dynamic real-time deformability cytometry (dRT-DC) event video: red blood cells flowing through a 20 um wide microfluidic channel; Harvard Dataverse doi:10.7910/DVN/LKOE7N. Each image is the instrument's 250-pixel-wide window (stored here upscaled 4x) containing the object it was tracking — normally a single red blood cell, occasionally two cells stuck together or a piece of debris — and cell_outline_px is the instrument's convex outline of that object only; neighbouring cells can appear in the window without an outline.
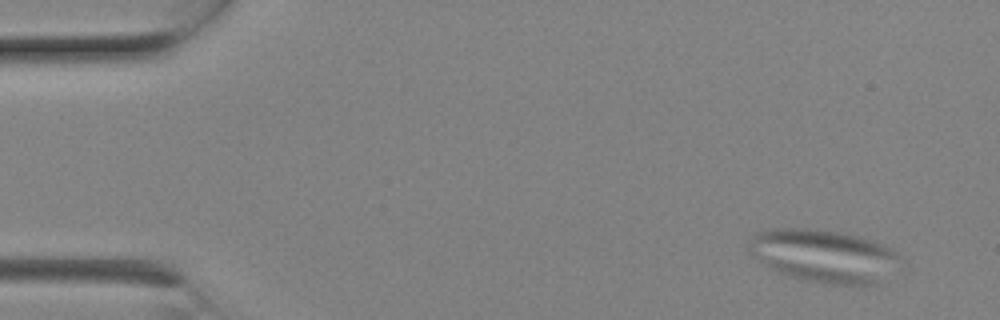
{"species": "Egyptian fruit bat (a non-hibernating species)", "species_latin": "Rousettus aegyptiacus", "temperature_condition": "room temperature", "stored_images_in_passage": 4, "camera_frame_rate_fps": 3000, "um_per_image_px": 0.085, "animal": {"sex": "female"}, "frame": {"image": 1, "passage_image": 1, "time_ms": 0.0, "image_size_px": [1000, 320], "cell_outline_px": [[900, 256], [876, 284], [828, 284], [804, 280], [788, 276], [776, 272], [752, 256], [748, 248], [748, 240], [756, 232], [768, 228], [808, 228], [840, 232], [872, 240], [892, 248]], "centroid_in_image_um": [69.89, 21.72], "position_along_channel_um": 15.1, "area_um2": 46.12}}